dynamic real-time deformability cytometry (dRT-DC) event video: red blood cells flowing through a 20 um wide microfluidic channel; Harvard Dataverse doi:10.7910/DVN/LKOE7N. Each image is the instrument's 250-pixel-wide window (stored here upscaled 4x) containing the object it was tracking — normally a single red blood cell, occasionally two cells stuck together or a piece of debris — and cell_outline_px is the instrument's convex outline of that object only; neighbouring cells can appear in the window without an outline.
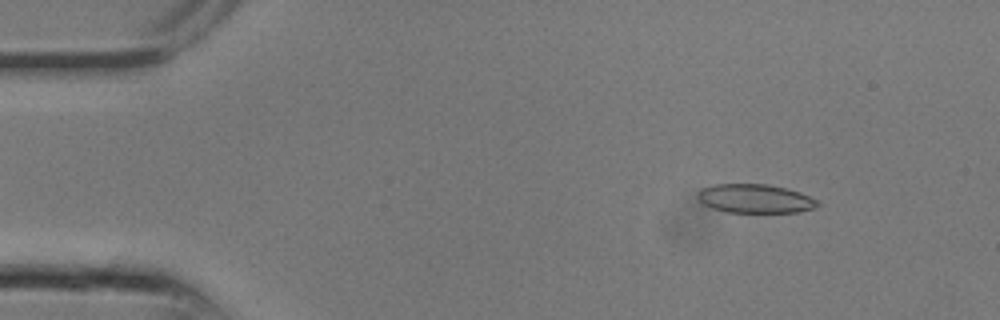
{"species": "common noctule bat (a hibernating species)", "species_latin": "Nyctalus noctula", "temperature_condition": "room temperature", "stored_images_in_passage": 18, "camera_frame_rate_fps": 3000, "um_per_image_px": 0.085, "animal": {"sex": "male", "body_mass_g": 13.3}, "frame": {"image": 1, "passage_image": 3, "time_ms": 0.667, "image_size_px": [1000, 320], "cell_outline_px": [[820, 204], [816, 208], [796, 212], [724, 212], [712, 208], [704, 204], [696, 196], [696, 192], [700, 188], [712, 184], [768, 184], [800, 192], [816, 200]], "centroid_in_image_um": [64.13, 16.88], "position_along_channel_um": 20.9, "area_um2": 20.23}}
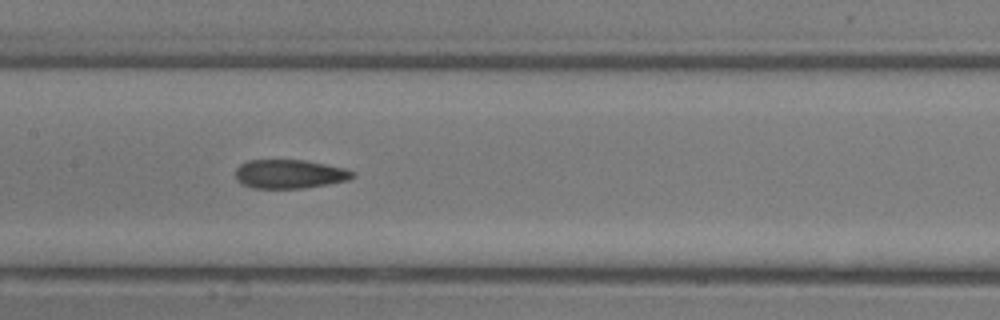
{"frame": {"image": 2, "passage_image": 12, "time_ms": 3.667, "image_size_px": [1000, 320], "cell_outline_px": [[356, 176], [348, 180], [328, 184], [304, 188], [252, 188], [236, 180], [236, 168], [240, 164], [248, 160], [304, 160], [344, 168], [352, 172]], "centroid_in_image_um": [24.59, 14.79], "position_along_channel_um": 182.8, "area_um2": 19.59}}
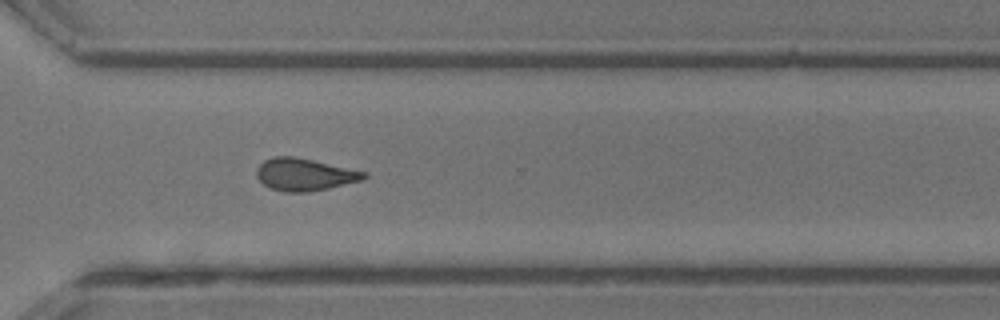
{"frame": {"image": 3, "passage_image": 18, "time_ms": 5.667, "image_size_px": [1000, 320], "cell_outline_px": [[368, 176], [364, 180], [328, 188], [308, 192], [284, 192], [268, 188], [256, 176], [256, 168], [264, 160], [272, 156], [292, 156], [312, 160], [368, 172]], "centroid_in_image_um": [25.88, 14.84], "position_along_channel_um": 344.7, "area_um2": 20.35}}